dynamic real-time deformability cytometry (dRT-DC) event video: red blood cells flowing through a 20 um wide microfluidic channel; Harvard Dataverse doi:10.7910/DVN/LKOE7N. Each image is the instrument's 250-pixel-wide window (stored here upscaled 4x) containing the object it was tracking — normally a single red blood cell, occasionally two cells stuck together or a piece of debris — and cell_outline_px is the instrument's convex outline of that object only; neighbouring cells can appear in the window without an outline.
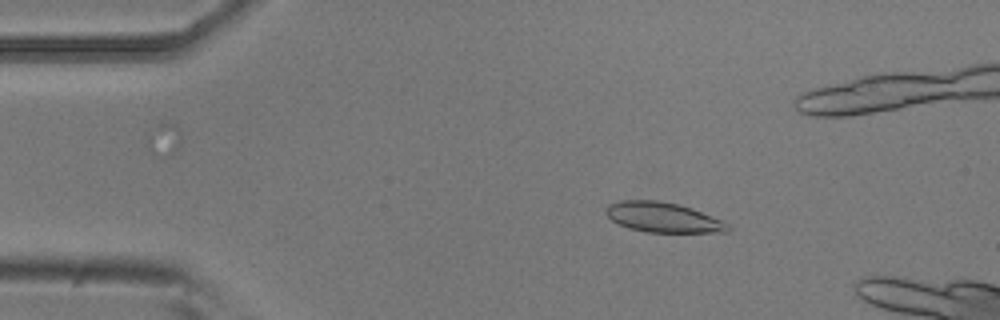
{"species": "common noctule bat (a hibernating species)", "species_latin": "Nyctalus noctula", "temperature_condition": "room temperature", "stored_images_in_passage": 12, "camera_frame_rate_fps": 3000, "um_per_image_px": 0.085, "animal": {"sex": "male", "body_mass_g": 20.5, "forearm_length_mm": 52.5}, "frame": {"image": 1, "passage_image": 6, "time_ms": 1.667, "image_size_px": [1000, 320], "cell_outline_px": [[732, 228], [728, 232], [648, 232], [628, 228], [612, 220], [604, 212], [608, 204], [620, 200], [656, 200], [680, 204], [692, 208], [724, 220]], "centroid_in_image_um": [56.38, 18.47], "position_along_channel_um": 28.6, "area_um2": 21.5}}